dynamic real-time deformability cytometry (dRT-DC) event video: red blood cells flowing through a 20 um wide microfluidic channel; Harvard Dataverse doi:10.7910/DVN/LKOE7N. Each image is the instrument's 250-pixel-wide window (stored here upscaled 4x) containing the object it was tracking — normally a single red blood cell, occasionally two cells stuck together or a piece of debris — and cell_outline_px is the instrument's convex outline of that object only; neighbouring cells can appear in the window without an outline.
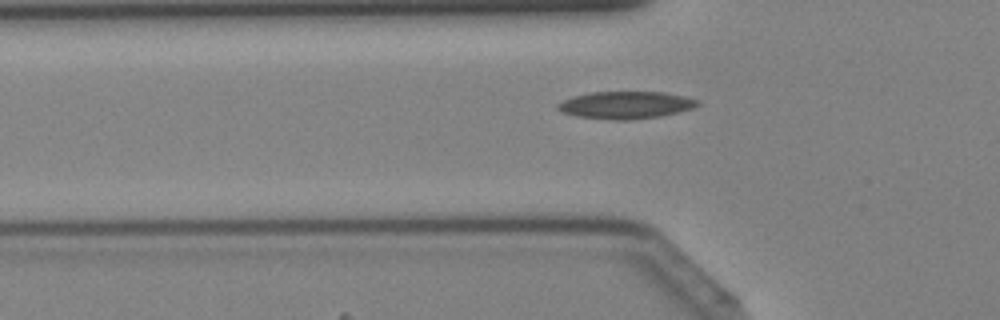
{"species": "Egyptian fruit bat (a non-hibernating species)", "species_latin": "Rousettus aegyptiacus", "temperature_condition": "cold", "stored_images_in_passage": 27, "camera_frame_rate_fps": 3000, "um_per_image_px": 0.085, "animal": {"sex": "female"}, "frame": {"image": 1, "passage_image": 3, "time_ms": 0.667, "image_size_px": [1000, 320], "cell_outline_px": [[700, 104], [692, 108], [680, 112], [660, 116], [628, 120], [612, 120], [576, 116], [560, 112], [556, 108], [556, 104], [572, 96], [588, 92], [664, 92], [684, 96], [700, 100]], "centroid_in_image_um": [53.16, 8.93], "position_along_channel_um": 72.6, "area_um2": 22.48}}
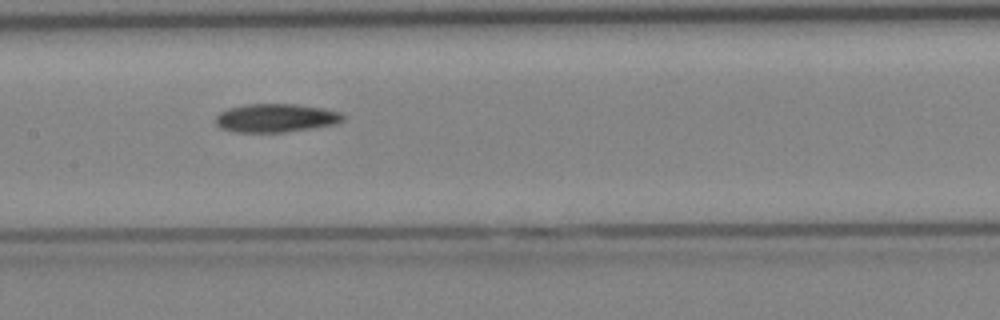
{"frame": {"image": 2, "passage_image": 10, "time_ms": 3.0, "image_size_px": [1000, 320], "cell_outline_px": [[344, 120], [336, 124], [284, 132], [236, 132], [220, 128], [216, 124], [216, 116], [220, 112], [228, 108], [244, 104], [296, 104], [324, 108], [340, 112], [344, 116]], "centroid_in_image_um": [23.44, 10.02], "position_along_channel_um": 184.0, "area_um2": 21.15}}
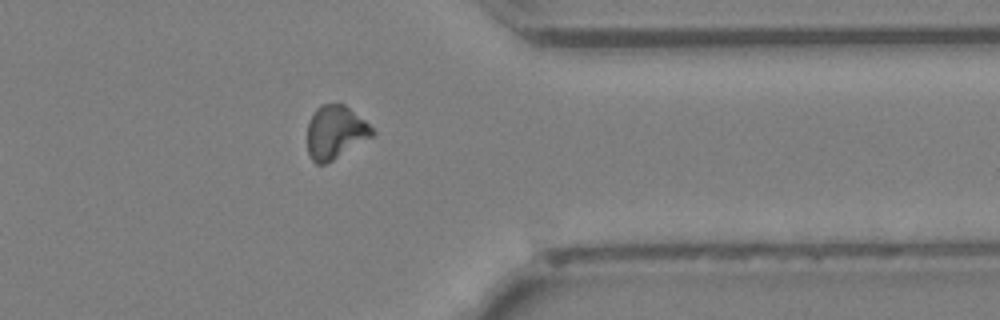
{"frame": {"image": 3, "passage_image": 23, "time_ms": 7.333, "image_size_px": [1000, 320], "cell_outline_px": [[376, 132], [372, 136], [332, 160], [324, 164], [316, 164], [312, 160], [308, 152], [308, 120], [312, 112], [320, 104], [344, 104], [364, 120]], "centroid_in_image_um": [28.47, 11.22], "position_along_channel_um": 382.9, "area_um2": 19.94}}